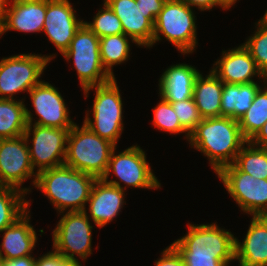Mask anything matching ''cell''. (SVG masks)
I'll use <instances>...</instances> for the list:
<instances>
[{"label":"cell","mask_w":267,"mask_h":266,"mask_svg":"<svg viewBox=\"0 0 267 266\" xmlns=\"http://www.w3.org/2000/svg\"><path fill=\"white\" fill-rule=\"evenodd\" d=\"M191 148L203 153L215 173L233 164L247 142L237 120L230 117L202 119L189 135Z\"/></svg>","instance_id":"obj_1"},{"label":"cell","mask_w":267,"mask_h":266,"mask_svg":"<svg viewBox=\"0 0 267 266\" xmlns=\"http://www.w3.org/2000/svg\"><path fill=\"white\" fill-rule=\"evenodd\" d=\"M96 178L61 165L37 173L34 187L41 190L59 213L84 211Z\"/></svg>","instance_id":"obj_2"},{"label":"cell","mask_w":267,"mask_h":266,"mask_svg":"<svg viewBox=\"0 0 267 266\" xmlns=\"http://www.w3.org/2000/svg\"><path fill=\"white\" fill-rule=\"evenodd\" d=\"M80 127L75 124L70 129L64 165L101 179L116 146L93 133L85 124Z\"/></svg>","instance_id":"obj_3"},{"label":"cell","mask_w":267,"mask_h":266,"mask_svg":"<svg viewBox=\"0 0 267 266\" xmlns=\"http://www.w3.org/2000/svg\"><path fill=\"white\" fill-rule=\"evenodd\" d=\"M91 90H95L92 113L87 110L83 124L93 133L117 147L118 140L124 130L123 103L117 80L114 78L108 83L83 89L86 98ZM90 114H92L93 120Z\"/></svg>","instance_id":"obj_4"},{"label":"cell","mask_w":267,"mask_h":266,"mask_svg":"<svg viewBox=\"0 0 267 266\" xmlns=\"http://www.w3.org/2000/svg\"><path fill=\"white\" fill-rule=\"evenodd\" d=\"M195 17L193 8L178 0H167L156 17L150 47L164 37L182 55L193 53L198 45Z\"/></svg>","instance_id":"obj_5"},{"label":"cell","mask_w":267,"mask_h":266,"mask_svg":"<svg viewBox=\"0 0 267 266\" xmlns=\"http://www.w3.org/2000/svg\"><path fill=\"white\" fill-rule=\"evenodd\" d=\"M99 46V37L83 23L71 40L69 48L62 54L67 62L73 60L82 89L114 79L102 65Z\"/></svg>","instance_id":"obj_6"},{"label":"cell","mask_w":267,"mask_h":266,"mask_svg":"<svg viewBox=\"0 0 267 266\" xmlns=\"http://www.w3.org/2000/svg\"><path fill=\"white\" fill-rule=\"evenodd\" d=\"M112 150L107 170L101 178L104 182L117 186L124 191L135 187L142 189H161V184L147 162L145 151L139 145H132L122 152ZM111 172L117 180H109ZM124 186H122V183ZM126 185V186H125Z\"/></svg>","instance_id":"obj_7"},{"label":"cell","mask_w":267,"mask_h":266,"mask_svg":"<svg viewBox=\"0 0 267 266\" xmlns=\"http://www.w3.org/2000/svg\"><path fill=\"white\" fill-rule=\"evenodd\" d=\"M55 54H17L0 60V99H14L16 93H28L39 84Z\"/></svg>","instance_id":"obj_8"},{"label":"cell","mask_w":267,"mask_h":266,"mask_svg":"<svg viewBox=\"0 0 267 266\" xmlns=\"http://www.w3.org/2000/svg\"><path fill=\"white\" fill-rule=\"evenodd\" d=\"M62 215L53 229V250L68 261L81 264L92 255L93 227L84 211L58 213Z\"/></svg>","instance_id":"obj_9"},{"label":"cell","mask_w":267,"mask_h":266,"mask_svg":"<svg viewBox=\"0 0 267 266\" xmlns=\"http://www.w3.org/2000/svg\"><path fill=\"white\" fill-rule=\"evenodd\" d=\"M181 256L235 257V236L211 224L188 225V232L171 244Z\"/></svg>","instance_id":"obj_10"},{"label":"cell","mask_w":267,"mask_h":266,"mask_svg":"<svg viewBox=\"0 0 267 266\" xmlns=\"http://www.w3.org/2000/svg\"><path fill=\"white\" fill-rule=\"evenodd\" d=\"M216 174L243 213L267 215V179H256L234 164L224 166Z\"/></svg>","instance_id":"obj_11"},{"label":"cell","mask_w":267,"mask_h":266,"mask_svg":"<svg viewBox=\"0 0 267 266\" xmlns=\"http://www.w3.org/2000/svg\"><path fill=\"white\" fill-rule=\"evenodd\" d=\"M69 132L70 129L27 124L24 137L33 169H37V173L64 165Z\"/></svg>","instance_id":"obj_12"},{"label":"cell","mask_w":267,"mask_h":266,"mask_svg":"<svg viewBox=\"0 0 267 266\" xmlns=\"http://www.w3.org/2000/svg\"><path fill=\"white\" fill-rule=\"evenodd\" d=\"M32 177L34 186L37 172L33 169L24 135L0 139V186L13 187L29 194L32 188L22 185Z\"/></svg>","instance_id":"obj_13"},{"label":"cell","mask_w":267,"mask_h":266,"mask_svg":"<svg viewBox=\"0 0 267 266\" xmlns=\"http://www.w3.org/2000/svg\"><path fill=\"white\" fill-rule=\"evenodd\" d=\"M28 93L39 118L34 121V115L26 107L27 124L59 129H71L76 124L69 116V108L58 88L54 85L42 80Z\"/></svg>","instance_id":"obj_14"},{"label":"cell","mask_w":267,"mask_h":266,"mask_svg":"<svg viewBox=\"0 0 267 266\" xmlns=\"http://www.w3.org/2000/svg\"><path fill=\"white\" fill-rule=\"evenodd\" d=\"M69 0H46L43 31L61 55L69 48L71 40L84 20L77 18Z\"/></svg>","instance_id":"obj_15"},{"label":"cell","mask_w":267,"mask_h":266,"mask_svg":"<svg viewBox=\"0 0 267 266\" xmlns=\"http://www.w3.org/2000/svg\"><path fill=\"white\" fill-rule=\"evenodd\" d=\"M46 0H8L0 16V37L8 31L41 33Z\"/></svg>","instance_id":"obj_16"},{"label":"cell","mask_w":267,"mask_h":266,"mask_svg":"<svg viewBox=\"0 0 267 266\" xmlns=\"http://www.w3.org/2000/svg\"><path fill=\"white\" fill-rule=\"evenodd\" d=\"M212 72L227 84H244L255 81L254 76L267 82L250 52L240 44L231 50H222V56L213 64Z\"/></svg>","instance_id":"obj_17"},{"label":"cell","mask_w":267,"mask_h":266,"mask_svg":"<svg viewBox=\"0 0 267 266\" xmlns=\"http://www.w3.org/2000/svg\"><path fill=\"white\" fill-rule=\"evenodd\" d=\"M125 192L123 189L110 185L102 179H96L94 182L88 202L89 212L85 209L84 212L99 228H103L108 223L116 218L121 209L126 204Z\"/></svg>","instance_id":"obj_18"},{"label":"cell","mask_w":267,"mask_h":266,"mask_svg":"<svg viewBox=\"0 0 267 266\" xmlns=\"http://www.w3.org/2000/svg\"><path fill=\"white\" fill-rule=\"evenodd\" d=\"M117 15L124 34L130 37L138 47L150 48L154 34V23L146 17L140 4L135 0H104Z\"/></svg>","instance_id":"obj_19"},{"label":"cell","mask_w":267,"mask_h":266,"mask_svg":"<svg viewBox=\"0 0 267 266\" xmlns=\"http://www.w3.org/2000/svg\"><path fill=\"white\" fill-rule=\"evenodd\" d=\"M239 266H267V217L252 216L245 238L235 237V261Z\"/></svg>","instance_id":"obj_20"},{"label":"cell","mask_w":267,"mask_h":266,"mask_svg":"<svg viewBox=\"0 0 267 266\" xmlns=\"http://www.w3.org/2000/svg\"><path fill=\"white\" fill-rule=\"evenodd\" d=\"M30 214L28 209L13 224L0 232L3 233L0 254L5 260L32 255L38 236L34 226L30 224Z\"/></svg>","instance_id":"obj_21"},{"label":"cell","mask_w":267,"mask_h":266,"mask_svg":"<svg viewBox=\"0 0 267 266\" xmlns=\"http://www.w3.org/2000/svg\"><path fill=\"white\" fill-rule=\"evenodd\" d=\"M200 70L185 63L170 65L159 79V94L169 102L193 98V88Z\"/></svg>","instance_id":"obj_22"},{"label":"cell","mask_w":267,"mask_h":266,"mask_svg":"<svg viewBox=\"0 0 267 266\" xmlns=\"http://www.w3.org/2000/svg\"><path fill=\"white\" fill-rule=\"evenodd\" d=\"M223 81L210 69L205 77H196L193 88V100L202 119L221 116V95Z\"/></svg>","instance_id":"obj_23"},{"label":"cell","mask_w":267,"mask_h":266,"mask_svg":"<svg viewBox=\"0 0 267 266\" xmlns=\"http://www.w3.org/2000/svg\"><path fill=\"white\" fill-rule=\"evenodd\" d=\"M261 87L262 85L257 81L240 85L223 83L221 116L238 121L249 109Z\"/></svg>","instance_id":"obj_24"},{"label":"cell","mask_w":267,"mask_h":266,"mask_svg":"<svg viewBox=\"0 0 267 266\" xmlns=\"http://www.w3.org/2000/svg\"><path fill=\"white\" fill-rule=\"evenodd\" d=\"M17 100L0 99V139L24 135L27 128L26 105L23 98Z\"/></svg>","instance_id":"obj_25"},{"label":"cell","mask_w":267,"mask_h":266,"mask_svg":"<svg viewBox=\"0 0 267 266\" xmlns=\"http://www.w3.org/2000/svg\"><path fill=\"white\" fill-rule=\"evenodd\" d=\"M100 39V57L104 69L115 78L113 66L125 63L130 57V43H135L123 34L108 35ZM131 40V41H130Z\"/></svg>","instance_id":"obj_26"},{"label":"cell","mask_w":267,"mask_h":266,"mask_svg":"<svg viewBox=\"0 0 267 266\" xmlns=\"http://www.w3.org/2000/svg\"><path fill=\"white\" fill-rule=\"evenodd\" d=\"M26 193L19 189L0 186V232L13 224L29 208Z\"/></svg>","instance_id":"obj_27"},{"label":"cell","mask_w":267,"mask_h":266,"mask_svg":"<svg viewBox=\"0 0 267 266\" xmlns=\"http://www.w3.org/2000/svg\"><path fill=\"white\" fill-rule=\"evenodd\" d=\"M255 95V98L238 120L243 137L250 141L267 121V82H264Z\"/></svg>","instance_id":"obj_28"},{"label":"cell","mask_w":267,"mask_h":266,"mask_svg":"<svg viewBox=\"0 0 267 266\" xmlns=\"http://www.w3.org/2000/svg\"><path fill=\"white\" fill-rule=\"evenodd\" d=\"M241 172L258 179H267V148L247 141L233 163Z\"/></svg>","instance_id":"obj_29"},{"label":"cell","mask_w":267,"mask_h":266,"mask_svg":"<svg viewBox=\"0 0 267 266\" xmlns=\"http://www.w3.org/2000/svg\"><path fill=\"white\" fill-rule=\"evenodd\" d=\"M255 25L254 34L248 37L243 46L250 52L258 69L267 78V21L260 17Z\"/></svg>","instance_id":"obj_30"},{"label":"cell","mask_w":267,"mask_h":266,"mask_svg":"<svg viewBox=\"0 0 267 266\" xmlns=\"http://www.w3.org/2000/svg\"><path fill=\"white\" fill-rule=\"evenodd\" d=\"M160 102L153 108V126L162 132L170 134L185 133V139L189 140V133L181 126L176 113L169 101L160 96Z\"/></svg>","instance_id":"obj_31"},{"label":"cell","mask_w":267,"mask_h":266,"mask_svg":"<svg viewBox=\"0 0 267 266\" xmlns=\"http://www.w3.org/2000/svg\"><path fill=\"white\" fill-rule=\"evenodd\" d=\"M103 3V8L98 10L97 14L93 17V21H84V23L99 38L123 34L124 31L120 19L105 2Z\"/></svg>","instance_id":"obj_32"},{"label":"cell","mask_w":267,"mask_h":266,"mask_svg":"<svg viewBox=\"0 0 267 266\" xmlns=\"http://www.w3.org/2000/svg\"><path fill=\"white\" fill-rule=\"evenodd\" d=\"M170 103L181 126L190 134L202 120L193 98Z\"/></svg>","instance_id":"obj_33"},{"label":"cell","mask_w":267,"mask_h":266,"mask_svg":"<svg viewBox=\"0 0 267 266\" xmlns=\"http://www.w3.org/2000/svg\"><path fill=\"white\" fill-rule=\"evenodd\" d=\"M186 266H229L235 257L182 256Z\"/></svg>","instance_id":"obj_34"},{"label":"cell","mask_w":267,"mask_h":266,"mask_svg":"<svg viewBox=\"0 0 267 266\" xmlns=\"http://www.w3.org/2000/svg\"><path fill=\"white\" fill-rule=\"evenodd\" d=\"M35 266H83L82 264L71 262L63 258L56 251L52 250L36 258Z\"/></svg>","instance_id":"obj_35"},{"label":"cell","mask_w":267,"mask_h":266,"mask_svg":"<svg viewBox=\"0 0 267 266\" xmlns=\"http://www.w3.org/2000/svg\"><path fill=\"white\" fill-rule=\"evenodd\" d=\"M160 255L161 257L154 262L155 266H186L182 256L171 244Z\"/></svg>","instance_id":"obj_36"},{"label":"cell","mask_w":267,"mask_h":266,"mask_svg":"<svg viewBox=\"0 0 267 266\" xmlns=\"http://www.w3.org/2000/svg\"><path fill=\"white\" fill-rule=\"evenodd\" d=\"M140 4L141 9L146 13V17L155 23L156 17L159 15L167 0H135Z\"/></svg>","instance_id":"obj_37"},{"label":"cell","mask_w":267,"mask_h":266,"mask_svg":"<svg viewBox=\"0 0 267 266\" xmlns=\"http://www.w3.org/2000/svg\"><path fill=\"white\" fill-rule=\"evenodd\" d=\"M191 8H198L200 11H208L217 6V0H178Z\"/></svg>","instance_id":"obj_38"},{"label":"cell","mask_w":267,"mask_h":266,"mask_svg":"<svg viewBox=\"0 0 267 266\" xmlns=\"http://www.w3.org/2000/svg\"><path fill=\"white\" fill-rule=\"evenodd\" d=\"M36 257L34 255L5 260V266H35Z\"/></svg>","instance_id":"obj_39"},{"label":"cell","mask_w":267,"mask_h":266,"mask_svg":"<svg viewBox=\"0 0 267 266\" xmlns=\"http://www.w3.org/2000/svg\"><path fill=\"white\" fill-rule=\"evenodd\" d=\"M253 145L267 148V121L257 134L250 140Z\"/></svg>","instance_id":"obj_40"},{"label":"cell","mask_w":267,"mask_h":266,"mask_svg":"<svg viewBox=\"0 0 267 266\" xmlns=\"http://www.w3.org/2000/svg\"><path fill=\"white\" fill-rule=\"evenodd\" d=\"M237 0H217V7L219 6L223 10H230L232 6L235 5Z\"/></svg>","instance_id":"obj_41"},{"label":"cell","mask_w":267,"mask_h":266,"mask_svg":"<svg viewBox=\"0 0 267 266\" xmlns=\"http://www.w3.org/2000/svg\"><path fill=\"white\" fill-rule=\"evenodd\" d=\"M8 0H0V16L7 5Z\"/></svg>","instance_id":"obj_42"},{"label":"cell","mask_w":267,"mask_h":266,"mask_svg":"<svg viewBox=\"0 0 267 266\" xmlns=\"http://www.w3.org/2000/svg\"><path fill=\"white\" fill-rule=\"evenodd\" d=\"M0 266H5V258L0 254Z\"/></svg>","instance_id":"obj_43"},{"label":"cell","mask_w":267,"mask_h":266,"mask_svg":"<svg viewBox=\"0 0 267 266\" xmlns=\"http://www.w3.org/2000/svg\"><path fill=\"white\" fill-rule=\"evenodd\" d=\"M261 19L267 21V9H266L265 14L263 15V17Z\"/></svg>","instance_id":"obj_44"}]
</instances>
